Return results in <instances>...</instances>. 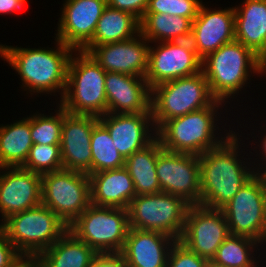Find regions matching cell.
Returning a JSON list of instances; mask_svg holds the SVG:
<instances>
[{
    "instance_id": "cell-27",
    "label": "cell",
    "mask_w": 266,
    "mask_h": 267,
    "mask_svg": "<svg viewBox=\"0 0 266 267\" xmlns=\"http://www.w3.org/2000/svg\"><path fill=\"white\" fill-rule=\"evenodd\" d=\"M162 150L160 141L155 138L147 147L125 159L124 167L133 180L136 196L162 192L156 172L157 157Z\"/></svg>"
},
{
    "instance_id": "cell-43",
    "label": "cell",
    "mask_w": 266,
    "mask_h": 267,
    "mask_svg": "<svg viewBox=\"0 0 266 267\" xmlns=\"http://www.w3.org/2000/svg\"><path fill=\"white\" fill-rule=\"evenodd\" d=\"M209 267H220V266L214 265V264H212V263L210 262Z\"/></svg>"
},
{
    "instance_id": "cell-25",
    "label": "cell",
    "mask_w": 266,
    "mask_h": 267,
    "mask_svg": "<svg viewBox=\"0 0 266 267\" xmlns=\"http://www.w3.org/2000/svg\"><path fill=\"white\" fill-rule=\"evenodd\" d=\"M243 5L234 8L235 40L258 56L266 48V0H246Z\"/></svg>"
},
{
    "instance_id": "cell-9",
    "label": "cell",
    "mask_w": 266,
    "mask_h": 267,
    "mask_svg": "<svg viewBox=\"0 0 266 267\" xmlns=\"http://www.w3.org/2000/svg\"><path fill=\"white\" fill-rule=\"evenodd\" d=\"M189 206L166 192L138 195L128 207L129 228L161 232L178 241Z\"/></svg>"
},
{
    "instance_id": "cell-18",
    "label": "cell",
    "mask_w": 266,
    "mask_h": 267,
    "mask_svg": "<svg viewBox=\"0 0 266 267\" xmlns=\"http://www.w3.org/2000/svg\"><path fill=\"white\" fill-rule=\"evenodd\" d=\"M190 40L201 60L222 45L234 41V8L209 11L201 5L198 15L192 21Z\"/></svg>"
},
{
    "instance_id": "cell-22",
    "label": "cell",
    "mask_w": 266,
    "mask_h": 267,
    "mask_svg": "<svg viewBox=\"0 0 266 267\" xmlns=\"http://www.w3.org/2000/svg\"><path fill=\"white\" fill-rule=\"evenodd\" d=\"M149 120L153 121L152 113H106L103 117H99V121L109 131L116 149L124 159L144 149L155 140L148 136Z\"/></svg>"
},
{
    "instance_id": "cell-28",
    "label": "cell",
    "mask_w": 266,
    "mask_h": 267,
    "mask_svg": "<svg viewBox=\"0 0 266 267\" xmlns=\"http://www.w3.org/2000/svg\"><path fill=\"white\" fill-rule=\"evenodd\" d=\"M33 145L31 117L0 127V169L22 167Z\"/></svg>"
},
{
    "instance_id": "cell-35",
    "label": "cell",
    "mask_w": 266,
    "mask_h": 267,
    "mask_svg": "<svg viewBox=\"0 0 266 267\" xmlns=\"http://www.w3.org/2000/svg\"><path fill=\"white\" fill-rule=\"evenodd\" d=\"M173 247V248H172ZM166 267H209L210 261L190 251L179 240L171 243Z\"/></svg>"
},
{
    "instance_id": "cell-15",
    "label": "cell",
    "mask_w": 266,
    "mask_h": 267,
    "mask_svg": "<svg viewBox=\"0 0 266 267\" xmlns=\"http://www.w3.org/2000/svg\"><path fill=\"white\" fill-rule=\"evenodd\" d=\"M96 116L72 115L64 109L60 142L63 169L92 174L91 134Z\"/></svg>"
},
{
    "instance_id": "cell-8",
    "label": "cell",
    "mask_w": 266,
    "mask_h": 267,
    "mask_svg": "<svg viewBox=\"0 0 266 267\" xmlns=\"http://www.w3.org/2000/svg\"><path fill=\"white\" fill-rule=\"evenodd\" d=\"M68 230L98 254L121 253L129 230L128 209L90 204Z\"/></svg>"
},
{
    "instance_id": "cell-14",
    "label": "cell",
    "mask_w": 266,
    "mask_h": 267,
    "mask_svg": "<svg viewBox=\"0 0 266 267\" xmlns=\"http://www.w3.org/2000/svg\"><path fill=\"white\" fill-rule=\"evenodd\" d=\"M159 44L157 50L154 47L149 48L145 79L150 88L166 81L201 72L202 60L196 54L190 39Z\"/></svg>"
},
{
    "instance_id": "cell-39",
    "label": "cell",
    "mask_w": 266,
    "mask_h": 267,
    "mask_svg": "<svg viewBox=\"0 0 266 267\" xmlns=\"http://www.w3.org/2000/svg\"><path fill=\"white\" fill-rule=\"evenodd\" d=\"M26 0H0V13H10L21 9Z\"/></svg>"
},
{
    "instance_id": "cell-7",
    "label": "cell",
    "mask_w": 266,
    "mask_h": 267,
    "mask_svg": "<svg viewBox=\"0 0 266 267\" xmlns=\"http://www.w3.org/2000/svg\"><path fill=\"white\" fill-rule=\"evenodd\" d=\"M218 103L221 105L215 100L206 108L164 122L155 133L162 148L199 156L221 144L214 138V110Z\"/></svg>"
},
{
    "instance_id": "cell-31",
    "label": "cell",
    "mask_w": 266,
    "mask_h": 267,
    "mask_svg": "<svg viewBox=\"0 0 266 267\" xmlns=\"http://www.w3.org/2000/svg\"><path fill=\"white\" fill-rule=\"evenodd\" d=\"M257 242L249 237L230 234L217 249L211 263L220 267H255L249 252Z\"/></svg>"
},
{
    "instance_id": "cell-29",
    "label": "cell",
    "mask_w": 266,
    "mask_h": 267,
    "mask_svg": "<svg viewBox=\"0 0 266 267\" xmlns=\"http://www.w3.org/2000/svg\"><path fill=\"white\" fill-rule=\"evenodd\" d=\"M192 21L178 15L145 13L140 20V34L147 41H185L191 38Z\"/></svg>"
},
{
    "instance_id": "cell-34",
    "label": "cell",
    "mask_w": 266,
    "mask_h": 267,
    "mask_svg": "<svg viewBox=\"0 0 266 267\" xmlns=\"http://www.w3.org/2000/svg\"><path fill=\"white\" fill-rule=\"evenodd\" d=\"M202 3L199 0H148L145 13L178 15L193 21Z\"/></svg>"
},
{
    "instance_id": "cell-32",
    "label": "cell",
    "mask_w": 266,
    "mask_h": 267,
    "mask_svg": "<svg viewBox=\"0 0 266 267\" xmlns=\"http://www.w3.org/2000/svg\"><path fill=\"white\" fill-rule=\"evenodd\" d=\"M22 168L40 175L62 170L60 145L33 144Z\"/></svg>"
},
{
    "instance_id": "cell-36",
    "label": "cell",
    "mask_w": 266,
    "mask_h": 267,
    "mask_svg": "<svg viewBox=\"0 0 266 267\" xmlns=\"http://www.w3.org/2000/svg\"><path fill=\"white\" fill-rule=\"evenodd\" d=\"M107 5L114 9L129 12L141 20L147 10L148 0H107Z\"/></svg>"
},
{
    "instance_id": "cell-21",
    "label": "cell",
    "mask_w": 266,
    "mask_h": 267,
    "mask_svg": "<svg viewBox=\"0 0 266 267\" xmlns=\"http://www.w3.org/2000/svg\"><path fill=\"white\" fill-rule=\"evenodd\" d=\"M170 240L177 241L161 232L129 228L120 253L125 267H166Z\"/></svg>"
},
{
    "instance_id": "cell-6",
    "label": "cell",
    "mask_w": 266,
    "mask_h": 267,
    "mask_svg": "<svg viewBox=\"0 0 266 267\" xmlns=\"http://www.w3.org/2000/svg\"><path fill=\"white\" fill-rule=\"evenodd\" d=\"M151 95V112L156 130L164 122L206 108L216 100L202 71L155 85L151 88Z\"/></svg>"
},
{
    "instance_id": "cell-4",
    "label": "cell",
    "mask_w": 266,
    "mask_h": 267,
    "mask_svg": "<svg viewBox=\"0 0 266 267\" xmlns=\"http://www.w3.org/2000/svg\"><path fill=\"white\" fill-rule=\"evenodd\" d=\"M3 222L0 226L18 253L34 258L68 230V226L43 204L13 214Z\"/></svg>"
},
{
    "instance_id": "cell-13",
    "label": "cell",
    "mask_w": 266,
    "mask_h": 267,
    "mask_svg": "<svg viewBox=\"0 0 266 267\" xmlns=\"http://www.w3.org/2000/svg\"><path fill=\"white\" fill-rule=\"evenodd\" d=\"M156 172L162 192L180 197L190 206L200 205L198 155L163 149L157 157Z\"/></svg>"
},
{
    "instance_id": "cell-3",
    "label": "cell",
    "mask_w": 266,
    "mask_h": 267,
    "mask_svg": "<svg viewBox=\"0 0 266 267\" xmlns=\"http://www.w3.org/2000/svg\"><path fill=\"white\" fill-rule=\"evenodd\" d=\"M79 53L76 59L71 56L61 106L68 114L99 118L107 113L106 71L89 53Z\"/></svg>"
},
{
    "instance_id": "cell-19",
    "label": "cell",
    "mask_w": 266,
    "mask_h": 267,
    "mask_svg": "<svg viewBox=\"0 0 266 267\" xmlns=\"http://www.w3.org/2000/svg\"><path fill=\"white\" fill-rule=\"evenodd\" d=\"M137 35L140 40L134 37L122 42L94 46L88 53L106 72L145 78L150 47L144 42L147 41L145 37L140 33ZM141 40L144 41L141 43Z\"/></svg>"
},
{
    "instance_id": "cell-37",
    "label": "cell",
    "mask_w": 266,
    "mask_h": 267,
    "mask_svg": "<svg viewBox=\"0 0 266 267\" xmlns=\"http://www.w3.org/2000/svg\"><path fill=\"white\" fill-rule=\"evenodd\" d=\"M15 246L8 240L5 230L0 226V267H10L22 255L17 253Z\"/></svg>"
},
{
    "instance_id": "cell-11",
    "label": "cell",
    "mask_w": 266,
    "mask_h": 267,
    "mask_svg": "<svg viewBox=\"0 0 266 267\" xmlns=\"http://www.w3.org/2000/svg\"><path fill=\"white\" fill-rule=\"evenodd\" d=\"M221 210L231 235L266 241V175L255 174Z\"/></svg>"
},
{
    "instance_id": "cell-33",
    "label": "cell",
    "mask_w": 266,
    "mask_h": 267,
    "mask_svg": "<svg viewBox=\"0 0 266 267\" xmlns=\"http://www.w3.org/2000/svg\"><path fill=\"white\" fill-rule=\"evenodd\" d=\"M57 116L31 117V139L33 144L60 145L62 124L64 121V108L59 106Z\"/></svg>"
},
{
    "instance_id": "cell-2",
    "label": "cell",
    "mask_w": 266,
    "mask_h": 267,
    "mask_svg": "<svg viewBox=\"0 0 266 267\" xmlns=\"http://www.w3.org/2000/svg\"><path fill=\"white\" fill-rule=\"evenodd\" d=\"M56 50L14 48L0 45L1 57L19 73L25 87L33 92H52L61 89L64 94L68 75V65L72 53L68 47L57 40Z\"/></svg>"
},
{
    "instance_id": "cell-23",
    "label": "cell",
    "mask_w": 266,
    "mask_h": 267,
    "mask_svg": "<svg viewBox=\"0 0 266 267\" xmlns=\"http://www.w3.org/2000/svg\"><path fill=\"white\" fill-rule=\"evenodd\" d=\"M91 204L128 209L136 197L133 180L125 167L89 174Z\"/></svg>"
},
{
    "instance_id": "cell-30",
    "label": "cell",
    "mask_w": 266,
    "mask_h": 267,
    "mask_svg": "<svg viewBox=\"0 0 266 267\" xmlns=\"http://www.w3.org/2000/svg\"><path fill=\"white\" fill-rule=\"evenodd\" d=\"M92 174L125 166L107 128L99 121L91 134Z\"/></svg>"
},
{
    "instance_id": "cell-41",
    "label": "cell",
    "mask_w": 266,
    "mask_h": 267,
    "mask_svg": "<svg viewBox=\"0 0 266 267\" xmlns=\"http://www.w3.org/2000/svg\"><path fill=\"white\" fill-rule=\"evenodd\" d=\"M266 70V48L258 55V73Z\"/></svg>"
},
{
    "instance_id": "cell-38",
    "label": "cell",
    "mask_w": 266,
    "mask_h": 267,
    "mask_svg": "<svg viewBox=\"0 0 266 267\" xmlns=\"http://www.w3.org/2000/svg\"><path fill=\"white\" fill-rule=\"evenodd\" d=\"M89 267H125L120 253H100Z\"/></svg>"
},
{
    "instance_id": "cell-10",
    "label": "cell",
    "mask_w": 266,
    "mask_h": 267,
    "mask_svg": "<svg viewBox=\"0 0 266 267\" xmlns=\"http://www.w3.org/2000/svg\"><path fill=\"white\" fill-rule=\"evenodd\" d=\"M42 204L50 208L67 226L91 204L87 173L59 170L41 175Z\"/></svg>"
},
{
    "instance_id": "cell-40",
    "label": "cell",
    "mask_w": 266,
    "mask_h": 267,
    "mask_svg": "<svg viewBox=\"0 0 266 267\" xmlns=\"http://www.w3.org/2000/svg\"><path fill=\"white\" fill-rule=\"evenodd\" d=\"M24 258V259H23ZM26 259V260H25ZM10 267H36V260L31 256H21L13 265Z\"/></svg>"
},
{
    "instance_id": "cell-1",
    "label": "cell",
    "mask_w": 266,
    "mask_h": 267,
    "mask_svg": "<svg viewBox=\"0 0 266 267\" xmlns=\"http://www.w3.org/2000/svg\"><path fill=\"white\" fill-rule=\"evenodd\" d=\"M217 147L199 155L200 205L221 209L255 175L237 160L238 139L232 133ZM239 161V162H238Z\"/></svg>"
},
{
    "instance_id": "cell-20",
    "label": "cell",
    "mask_w": 266,
    "mask_h": 267,
    "mask_svg": "<svg viewBox=\"0 0 266 267\" xmlns=\"http://www.w3.org/2000/svg\"><path fill=\"white\" fill-rule=\"evenodd\" d=\"M105 91L107 113L117 114V111L118 114L152 113L151 88L145 78L106 72Z\"/></svg>"
},
{
    "instance_id": "cell-26",
    "label": "cell",
    "mask_w": 266,
    "mask_h": 267,
    "mask_svg": "<svg viewBox=\"0 0 266 267\" xmlns=\"http://www.w3.org/2000/svg\"><path fill=\"white\" fill-rule=\"evenodd\" d=\"M140 33V20L129 12L104 8L92 40L81 50L88 53L94 46L122 42Z\"/></svg>"
},
{
    "instance_id": "cell-16",
    "label": "cell",
    "mask_w": 266,
    "mask_h": 267,
    "mask_svg": "<svg viewBox=\"0 0 266 267\" xmlns=\"http://www.w3.org/2000/svg\"><path fill=\"white\" fill-rule=\"evenodd\" d=\"M107 0H67L59 21L57 40L81 51L93 38Z\"/></svg>"
},
{
    "instance_id": "cell-17",
    "label": "cell",
    "mask_w": 266,
    "mask_h": 267,
    "mask_svg": "<svg viewBox=\"0 0 266 267\" xmlns=\"http://www.w3.org/2000/svg\"><path fill=\"white\" fill-rule=\"evenodd\" d=\"M0 175V212L4 221L11 215L42 204L41 175L22 167H5Z\"/></svg>"
},
{
    "instance_id": "cell-12",
    "label": "cell",
    "mask_w": 266,
    "mask_h": 267,
    "mask_svg": "<svg viewBox=\"0 0 266 267\" xmlns=\"http://www.w3.org/2000/svg\"><path fill=\"white\" fill-rule=\"evenodd\" d=\"M229 235L227 219L221 209L192 205L187 210L179 241L190 251L211 262Z\"/></svg>"
},
{
    "instance_id": "cell-42",
    "label": "cell",
    "mask_w": 266,
    "mask_h": 267,
    "mask_svg": "<svg viewBox=\"0 0 266 267\" xmlns=\"http://www.w3.org/2000/svg\"><path fill=\"white\" fill-rule=\"evenodd\" d=\"M263 146V151H264V155H266L265 153H266V136H265V138L263 139V144H262ZM265 158H266V156H265ZM256 174H260V175H266V170L264 171V173H257L256 172Z\"/></svg>"
},
{
    "instance_id": "cell-24",
    "label": "cell",
    "mask_w": 266,
    "mask_h": 267,
    "mask_svg": "<svg viewBox=\"0 0 266 267\" xmlns=\"http://www.w3.org/2000/svg\"><path fill=\"white\" fill-rule=\"evenodd\" d=\"M98 253L67 230L36 258V267H89Z\"/></svg>"
},
{
    "instance_id": "cell-5",
    "label": "cell",
    "mask_w": 266,
    "mask_h": 267,
    "mask_svg": "<svg viewBox=\"0 0 266 267\" xmlns=\"http://www.w3.org/2000/svg\"><path fill=\"white\" fill-rule=\"evenodd\" d=\"M201 66L212 96L223 101L243 88L242 85L248 80L249 68L258 73V56L234 40L207 55L202 59Z\"/></svg>"
}]
</instances>
